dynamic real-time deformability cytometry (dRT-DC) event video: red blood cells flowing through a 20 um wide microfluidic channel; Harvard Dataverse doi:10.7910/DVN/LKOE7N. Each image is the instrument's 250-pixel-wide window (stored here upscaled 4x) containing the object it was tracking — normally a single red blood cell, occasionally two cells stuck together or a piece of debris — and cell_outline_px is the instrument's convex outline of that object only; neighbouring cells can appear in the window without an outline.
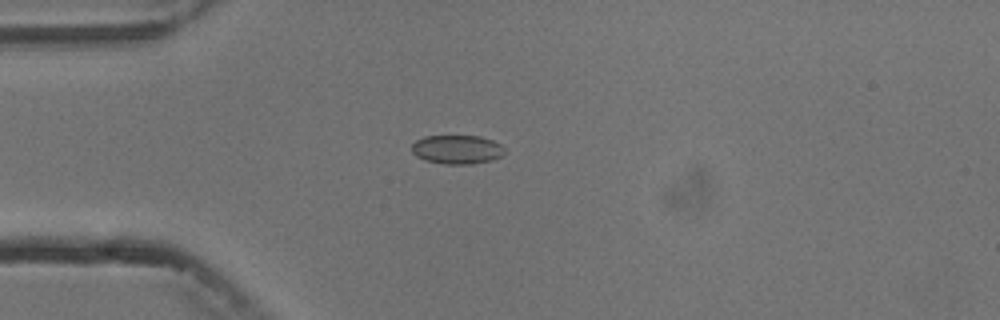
{"species": "common noctule bat (a hibernating species)", "species_latin": "Nyctalus noctula", "temperature_condition": "cold", "stored_images_in_passage": 6, "camera_frame_rate_fps": 3000, "um_per_image_px": 0.085, "animal": {"sex": "male", "body_mass_g": 13.3}, "frame": {"image": 1, "passage_image": 4, "time_ms": 3.333, "image_size_px": [1000, 320], "cell_outline_px": [[504, 152], [500, 156], [492, 160], [472, 164], [444, 164], [424, 160], [416, 156], [412, 152], [412, 144], [416, 140], [424, 136], [480, 136], [492, 140], [500, 144], [504, 148]], "centroid_in_image_um": [38.83, 12.71], "position_along_channel_um": 46.2, "area_um2": 15.66}}
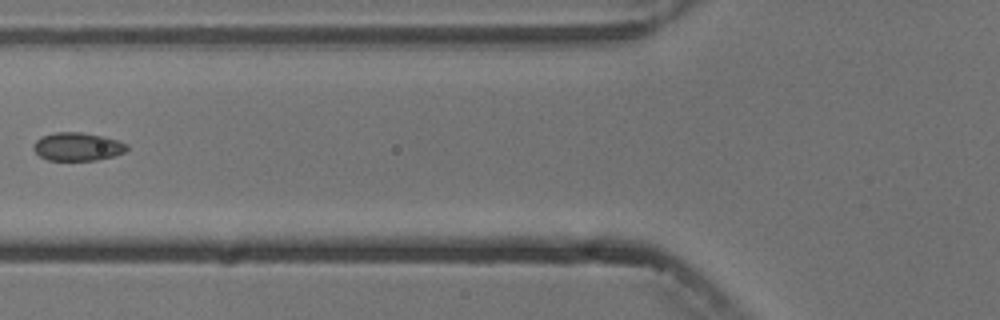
{"frame": {"image": 2, "passage_image": 6, "time_ms": 5.667, "image_size_px": [1000, 320], "cell_outline_px": [[128, 148], [124, 152], [112, 156], [96, 160], [48, 160], [40, 156], [32, 148], [36, 140], [40, 136], [56, 132], [80, 132], [104, 136], [128, 144]], "centroid_in_image_um": [6.57, 12.46], "position_along_channel_um": 119.2, "area_um2": 15.32}}